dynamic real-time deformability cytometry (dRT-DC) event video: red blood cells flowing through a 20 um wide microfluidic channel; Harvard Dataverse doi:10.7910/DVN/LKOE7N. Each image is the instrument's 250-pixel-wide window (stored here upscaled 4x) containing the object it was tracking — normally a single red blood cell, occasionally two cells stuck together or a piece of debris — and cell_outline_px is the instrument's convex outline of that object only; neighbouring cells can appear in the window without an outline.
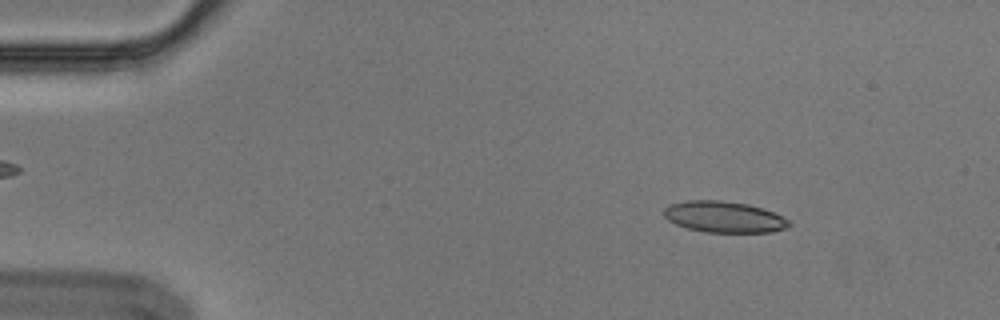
{"species": "Egyptian fruit bat (a non-hibernating species)", "species_latin": "Rousettus aegyptiacus", "temperature_condition": "cold", "stored_images_in_passage": 9, "camera_frame_rate_fps": 3000, "um_per_image_px": 0.085, "animal": {"sex": "male"}, "frame": {"image": 1, "passage_image": 2, "time_ms": 0.333, "image_size_px": [1000, 320], "cell_outline_px": [[792, 224], [788, 228], [772, 232], [704, 232], [688, 228], [676, 224], [668, 220], [664, 216], [664, 208], [668, 204], [684, 200], [720, 200], [748, 204], [764, 208], [788, 220]], "centroid_in_image_um": [61.53, 18.43], "position_along_channel_um": 23.5, "area_um2": 22.89}}
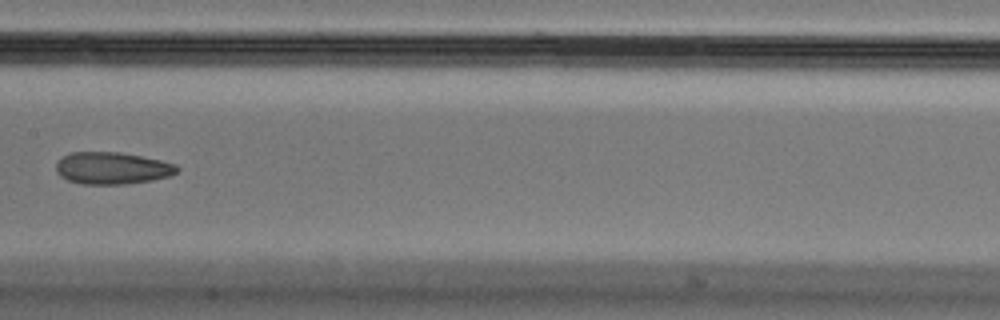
{"frame": {"image": 2, "passage_image": 7, "time_ms": 2.0, "image_size_px": [1000, 320], "cell_outline_px": [[180, 168], [176, 172], [168, 176], [152, 180], [128, 184], [80, 184], [68, 180], [60, 176], [56, 172], [56, 164], [64, 156], [72, 152], [120, 152], [160, 160], [176, 164]], "centroid_in_image_um": [9.53, 14.3], "position_along_channel_um": 197.9, "area_um2": 22.54}}
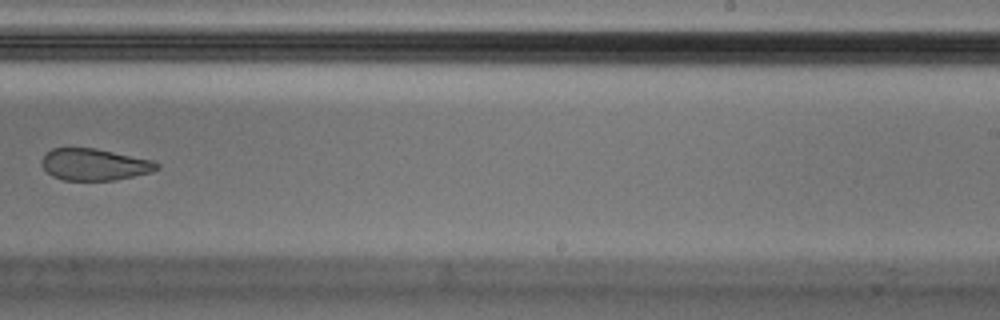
{"frame": {"image": 3, "passage_image": 9, "time_ms": 2.667, "image_size_px": [1000, 320], "cell_outline_px": [[160, 168], [152, 172], [116, 180], [64, 180], [52, 176], [44, 168], [40, 160], [52, 148], [96, 148], [152, 160], [160, 164]], "centroid_in_image_um": [8.05, 13.98], "position_along_channel_um": 280.9, "area_um2": 21.27}}